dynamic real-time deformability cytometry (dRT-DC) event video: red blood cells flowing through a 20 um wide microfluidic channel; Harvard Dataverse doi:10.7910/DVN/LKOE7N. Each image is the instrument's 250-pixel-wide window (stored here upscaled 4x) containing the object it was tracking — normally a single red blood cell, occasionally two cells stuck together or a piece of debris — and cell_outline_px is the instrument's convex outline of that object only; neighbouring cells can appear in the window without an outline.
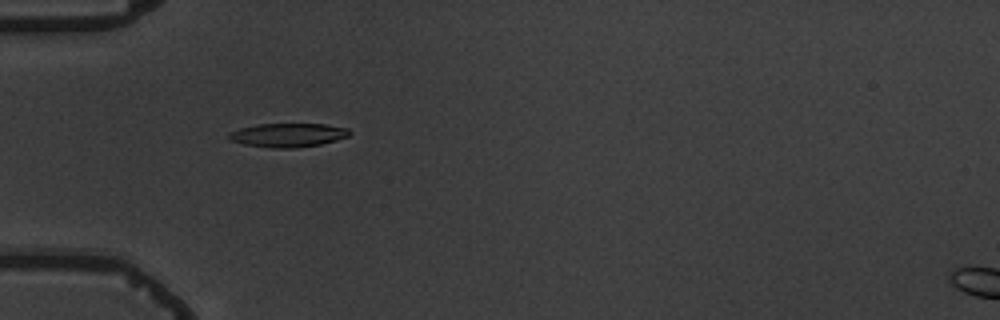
{"species": "common noctule bat (a hibernating species)", "species_latin": "Nyctalus noctula", "temperature_condition": "warm", "stored_images_in_passage": 4, "camera_frame_rate_fps": 3000, "um_per_image_px": 0.085, "animal": {"sex": "male", "body_mass_g": 19.5, "forearm_length_mm": 54.6}, "frame": {"image": 1, "passage_image": 3, "time_ms": 2.333, "image_size_px": [1000, 320], "cell_outline_px": [[352, 132], [348, 136], [336, 140], [320, 144], [296, 148], [272, 148], [244, 144], [232, 140], [228, 136], [228, 132], [240, 128], [260, 124], [324, 124], [348, 128]], "centroid_in_image_um": [24.49, 11.48], "position_along_channel_um": 60.5, "area_um2": 16.65}}